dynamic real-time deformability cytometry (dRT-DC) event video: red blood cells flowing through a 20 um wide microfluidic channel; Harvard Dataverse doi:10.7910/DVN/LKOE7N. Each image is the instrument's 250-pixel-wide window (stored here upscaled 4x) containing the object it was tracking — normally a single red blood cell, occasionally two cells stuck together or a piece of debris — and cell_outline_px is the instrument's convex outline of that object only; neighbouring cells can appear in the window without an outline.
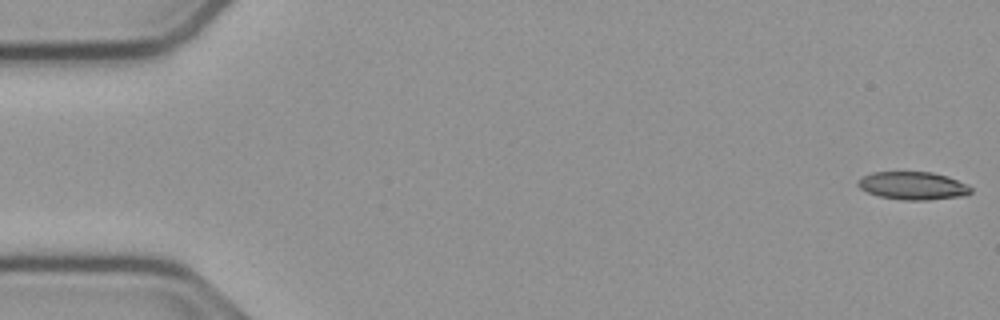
{"species": "common noctule bat (a hibernating species)", "species_latin": "Nyctalus noctula", "temperature_condition": "cold", "stored_images_in_passage": 54, "camera_frame_rate_fps": 3000, "um_per_image_px": 0.085, "animal": {"sex": "male", "body_mass_g": 23.1, "forearm_length_mm": 52.7}, "frame": {"image": 1, "passage_image": 1, "time_ms": 0.0, "image_size_px": [1000, 320], "cell_outline_px": [[972, 192], [964, 196], [928, 200], [904, 200], [880, 196], [868, 192], [860, 188], [856, 184], [860, 176], [872, 172], [932, 172], [948, 176], [972, 188]], "centroid_in_image_um": [77.57, 15.78], "position_along_channel_um": 7.4, "area_um2": 18.38}}
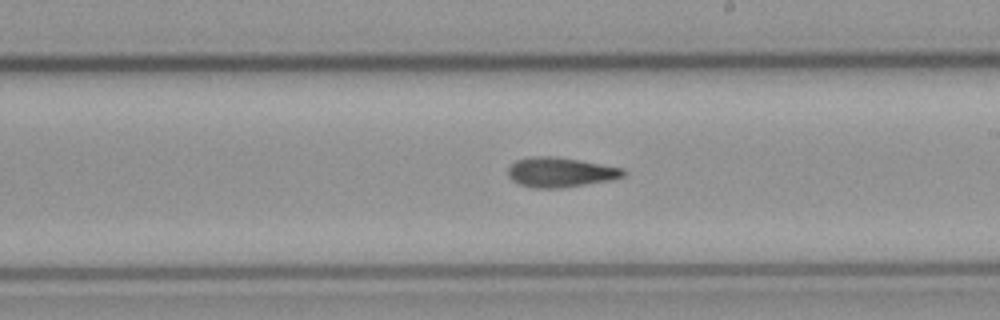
{"frame": {"image": 2, "passage_image": 31, "time_ms": 10.0, "image_size_px": [1000, 320], "cell_outline_px": [[628, 172], [624, 176], [612, 180], [560, 188], [536, 188], [520, 184], [512, 180], [508, 176], [508, 168], [516, 160], [532, 156], [552, 156], [624, 168]], "centroid_in_image_um": [47.64, 14.64], "position_along_channel_um": 241.4, "area_um2": 19.88}}
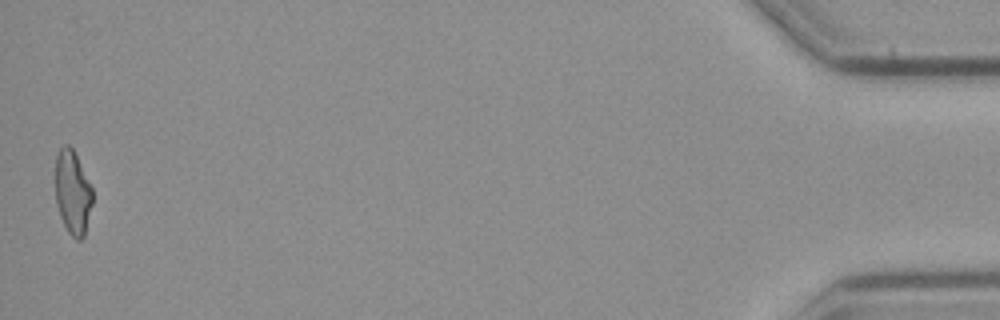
{"frame": {"image": 3, "passage_image": 54, "time_ms": 17.667, "image_size_px": [1000, 320], "cell_outline_px": [[92, 204], [84, 236], [80, 240], [76, 240], [68, 232], [60, 216], [56, 204], [56, 156], [60, 148], [64, 144], [68, 144], [72, 148], [92, 188]], "centroid_in_image_um": [6.17, 16.37], "position_along_channel_um": 429.0, "area_um2": 17.92}, "authors_computed_cell_mechanics": {"area_um2": 19.4786, "velocity_mm_per_s": 3.7753, "shape_relaxation_time_tau1_ms": 7.7658, "shape_relaxation_time_tau2_ms": 4.8546, "deformation_change_tau1": 0.2029, "deformation_change_tau2": 0.1447}}